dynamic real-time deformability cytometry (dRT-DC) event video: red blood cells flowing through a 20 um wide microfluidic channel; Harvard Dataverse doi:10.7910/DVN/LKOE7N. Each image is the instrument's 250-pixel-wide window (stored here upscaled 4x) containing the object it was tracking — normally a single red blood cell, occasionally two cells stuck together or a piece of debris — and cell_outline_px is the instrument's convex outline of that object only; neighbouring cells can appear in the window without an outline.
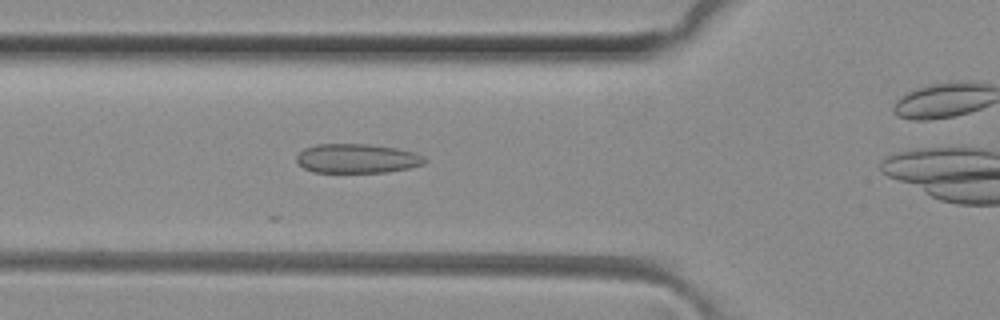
{"species": "common noctule bat (a hibernating species)", "species_latin": "Nyctalus noctula", "temperature_condition": "room temperature", "stored_images_in_passage": 21, "camera_frame_rate_fps": 3000, "um_per_image_px": 0.085, "animal": {"sex": "female", "body_mass_g": 29.2, "forearm_length_mm": 56.3}, "frame": {"image": 1, "passage_image": 9, "time_ms": 2.667, "image_size_px": [1000, 320], "cell_outline_px": [[428, 160], [424, 164], [408, 168], [384, 172], [312, 172], [304, 168], [296, 160], [296, 156], [304, 148], [316, 144], [364, 144], [396, 148], [412, 152], [424, 156]], "centroid_in_image_um": [30.33, 13.47], "position_along_channel_um": 95.5, "area_um2": 21.73}}
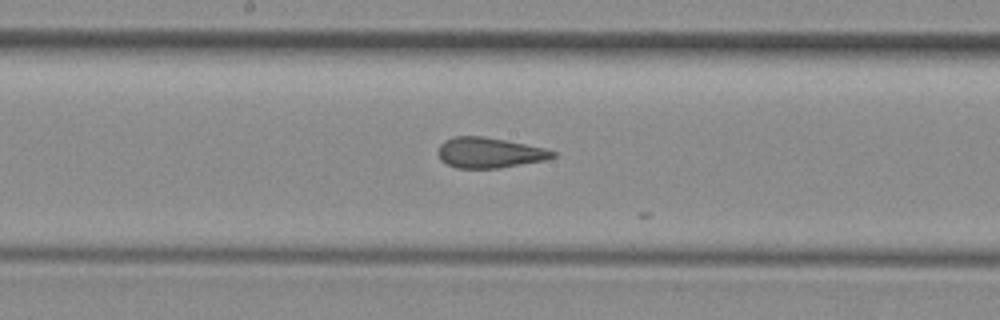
{"frame": {"image": 2, "passage_image": 17, "time_ms": 5.333, "image_size_px": [1000, 320], "cell_outline_px": [[556, 156], [544, 160], [500, 168], [456, 168], [440, 160], [436, 152], [440, 144], [444, 140], [456, 136], [484, 136], [544, 148], [556, 152]], "centroid_in_image_um": [41.55, 12.98], "position_along_channel_um": 206.7, "area_um2": 20.29}}
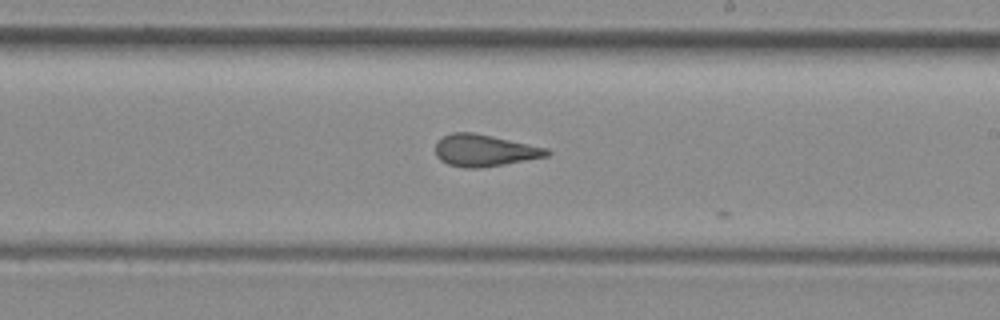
{"frame": {"image": 3, "passage_image": 20, "time_ms": 6.333, "image_size_px": [1000, 320], "cell_outline_px": [[552, 152], [548, 156], [504, 164], [480, 168], [464, 168], [448, 164], [440, 160], [436, 156], [436, 144], [444, 136], [452, 132], [472, 132], [492, 136], [548, 148]], "centroid_in_image_um": [41.19, 12.79], "position_along_channel_um": 247.8, "area_um2": 20.58}}